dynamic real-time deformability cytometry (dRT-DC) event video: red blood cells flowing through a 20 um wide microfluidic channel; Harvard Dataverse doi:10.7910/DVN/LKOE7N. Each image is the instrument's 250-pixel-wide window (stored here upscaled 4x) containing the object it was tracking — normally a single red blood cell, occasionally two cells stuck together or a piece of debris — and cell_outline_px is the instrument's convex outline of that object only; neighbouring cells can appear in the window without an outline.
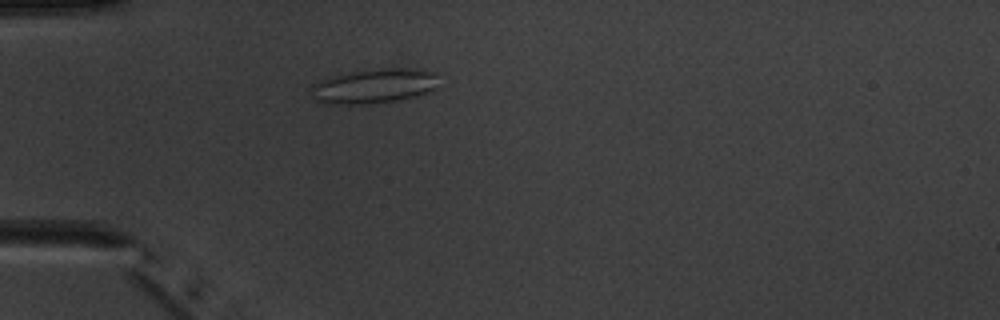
{"species": "common noctule bat (a hibernating species)", "species_latin": "Nyctalus noctula", "temperature_condition": "warm", "stored_images_in_passage": 1, "camera_frame_rate_fps": 3000, "um_per_image_px": 0.085, "animal": {"sex": "male", "body_mass_g": 20.1, "forearm_length_mm": 53.5}, "frame": {"image": 1, "passage_image": 1, "time_ms": 0.0, "image_size_px": [1000, 320], "cell_outline_px": [[436, 88], [428, 92], [416, 96], [396, 100], [364, 104], [332, 104], [320, 100], [312, 96], [312, 84], [320, 80], [332, 76], [348, 72], [380, 68], [416, 68], [436, 72]], "centroid_in_image_um": [31.82, 7.29], "position_along_channel_um": 53.2, "area_um2": 25.61}}